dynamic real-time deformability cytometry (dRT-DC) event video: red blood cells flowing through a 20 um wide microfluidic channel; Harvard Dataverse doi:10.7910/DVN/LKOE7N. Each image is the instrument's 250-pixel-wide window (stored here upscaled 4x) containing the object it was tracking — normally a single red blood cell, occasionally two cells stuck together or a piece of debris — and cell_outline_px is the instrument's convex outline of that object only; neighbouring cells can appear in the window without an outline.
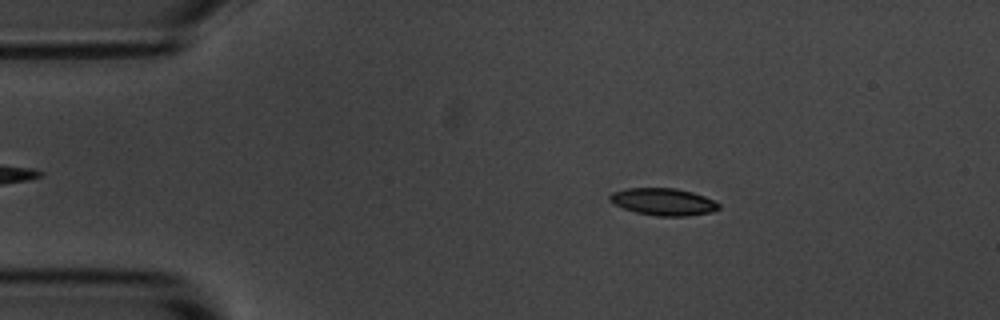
{"species": "common noctule bat (a hibernating species)", "species_latin": "Nyctalus noctula", "temperature_condition": "room temperature", "stored_images_in_passage": 54, "camera_frame_rate_fps": 3000, "um_per_image_px": 0.085, "animal": {"sex": "male", "body_mass_g": 20.1, "forearm_length_mm": 53.5}, "frame": {"image": 1, "passage_image": 9, "time_ms": 2.667, "image_size_px": [1000, 320], "cell_outline_px": [[720, 208], [712, 212], [688, 216], [656, 216], [636, 212], [612, 204], [608, 200], [608, 196], [612, 192], [624, 188], [676, 188], [692, 192], [704, 196], [720, 204]], "centroid_in_image_um": [56.35, 17.15], "position_along_channel_um": 28.7, "area_um2": 17.4}}
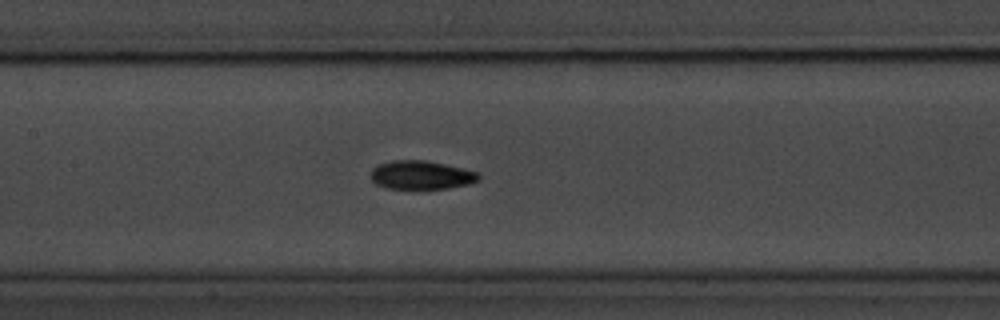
{"frame": {"image": 2, "passage_image": 25, "time_ms": 8.0, "image_size_px": [1000, 320], "cell_outline_px": [[480, 180], [468, 184], [448, 188], [424, 192], [384, 188], [376, 184], [372, 180], [372, 168], [376, 164], [392, 160], [424, 160], [444, 164], [480, 172]], "centroid_in_image_um": [35.79, 14.93], "position_along_channel_um": 171.6, "area_um2": 18.9}}
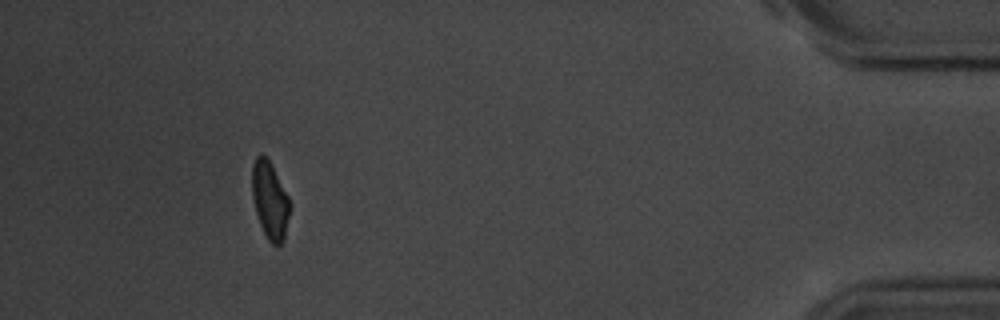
{"frame": {"image": 3, "passage_image": 50, "time_ms": 16.333, "image_size_px": [1000, 320], "cell_outline_px": [[288, 216], [284, 240], [280, 244], [272, 244], [268, 240], [260, 224], [256, 212], [252, 196], [252, 164], [256, 156], [264, 156], [268, 160], [288, 196]], "centroid_in_image_um": [22.91, 17.04], "position_along_channel_um": 412.3, "area_um2": 16.36}, "authors_computed_cell_mechanics": {"area_um2": 17.5134, "velocity_mm_per_s": 3.6381, "shape_relaxation_time_tau1_ms": 2.2534, "shape_relaxation_time_tau2_ms": 3.0607, "deformation_change_tau1": 0.1274, "deformation_change_tau2": 0.0615}}